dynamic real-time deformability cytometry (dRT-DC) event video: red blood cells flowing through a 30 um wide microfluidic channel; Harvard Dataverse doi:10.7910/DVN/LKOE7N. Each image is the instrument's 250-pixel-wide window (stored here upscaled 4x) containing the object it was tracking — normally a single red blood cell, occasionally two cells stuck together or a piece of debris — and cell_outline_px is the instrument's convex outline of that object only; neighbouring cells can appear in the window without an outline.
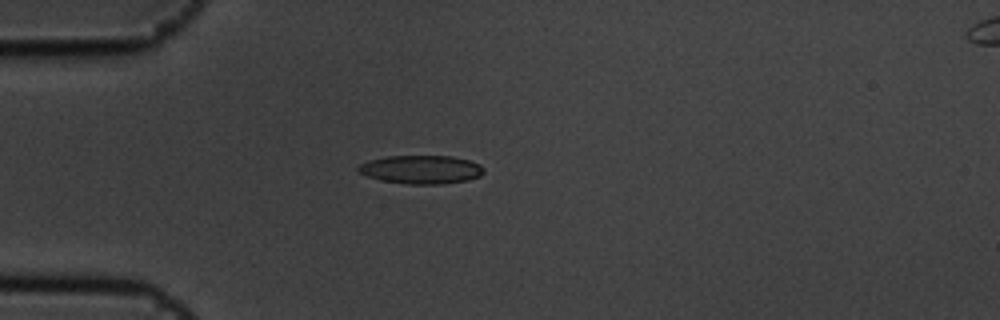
{"species": "common noctule bat (a hibernating species)", "species_latin": "Nyctalus noctula", "temperature_condition": "cold", "stored_images_in_passage": 8, "camera_frame_rate_fps": 3000, "um_per_image_px": 0.085, "animal": {"sex": "male", "body_mass_g": 19.5, "forearm_length_mm": 54.6}, "frame": {"image": 1, "passage_image": 3, "time_ms": 0.667, "image_size_px": [1000, 320], "cell_outline_px": [[484, 172], [480, 176], [468, 180], [440, 184], [408, 184], [380, 180], [368, 176], [360, 172], [356, 168], [360, 164], [368, 160], [388, 156], [452, 156], [468, 160], [480, 164], [484, 168]], "centroid_in_image_um": [35.81, 14.41], "position_along_channel_um": 49.2, "area_um2": 20.81}}
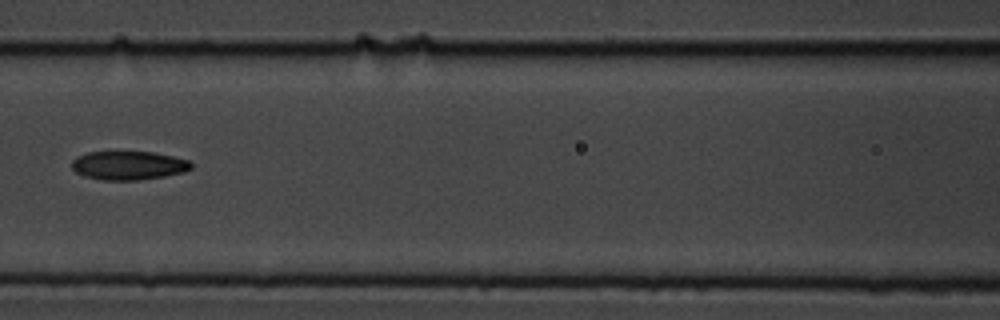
{"frame": {"image": 2, "passage_image": 6, "time_ms": 1.667, "image_size_px": [1000, 320], "cell_outline_px": [[192, 168], [184, 172], [164, 176], [136, 180], [104, 180], [84, 176], [76, 172], [72, 168], [72, 160], [76, 156], [88, 152], [152, 152], [172, 156], [188, 160], [192, 164]], "centroid_in_image_um": [10.91, 14.06], "position_along_channel_um": 155.7, "area_um2": 19.88}}
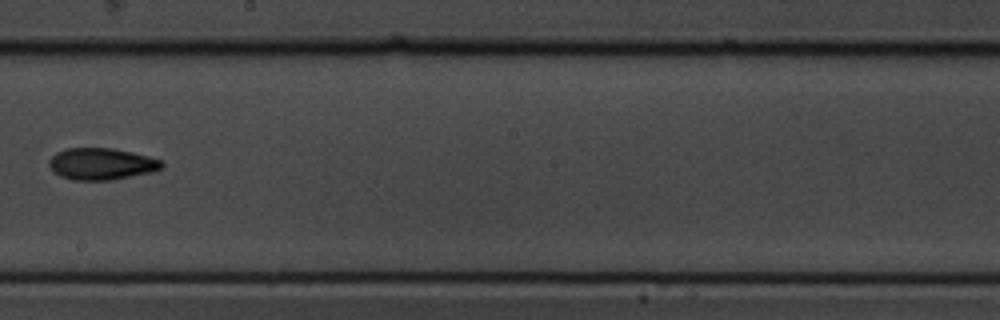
{"frame": {"image": 3, "passage_image": 8, "time_ms": 2.333, "image_size_px": [1000, 320], "cell_outline_px": [[164, 164], [160, 168], [152, 172], [112, 180], [72, 180], [60, 176], [48, 164], [48, 160], [56, 152], [68, 148], [112, 148], [132, 152], [148, 156], [160, 160]], "centroid_in_image_um": [8.61, 13.93], "position_along_channel_um": 239.6, "area_um2": 20.75}}